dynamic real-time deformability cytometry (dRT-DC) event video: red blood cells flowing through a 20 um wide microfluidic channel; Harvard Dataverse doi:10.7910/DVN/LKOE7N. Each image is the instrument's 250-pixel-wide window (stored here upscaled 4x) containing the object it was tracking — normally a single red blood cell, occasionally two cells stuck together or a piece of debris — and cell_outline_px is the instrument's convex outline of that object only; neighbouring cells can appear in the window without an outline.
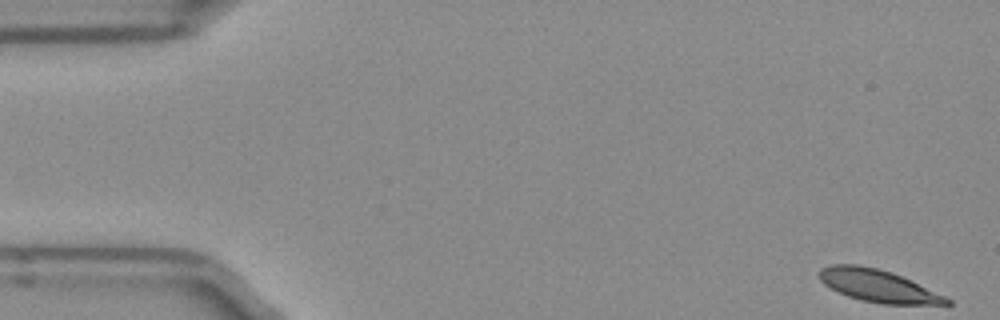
{"species": "Egyptian fruit bat (a non-hibernating species)", "species_latin": "Rousettus aegyptiacus", "temperature_condition": "room temperature", "stored_images_in_passage": 51, "camera_frame_rate_fps": 3000, "um_per_image_px": 0.085, "frame": {"image": 1, "passage_image": 1, "time_ms": 0.0, "image_size_px": [1000, 320], "cell_outline_px": [[952, 304], [884, 304], [864, 300], [848, 296], [824, 284], [820, 280], [820, 268], [832, 264], [860, 264], [892, 272], [944, 296], [952, 300]], "centroid_in_image_um": [74.61, 24.28], "position_along_channel_um": 10.4, "area_um2": 23.52}}
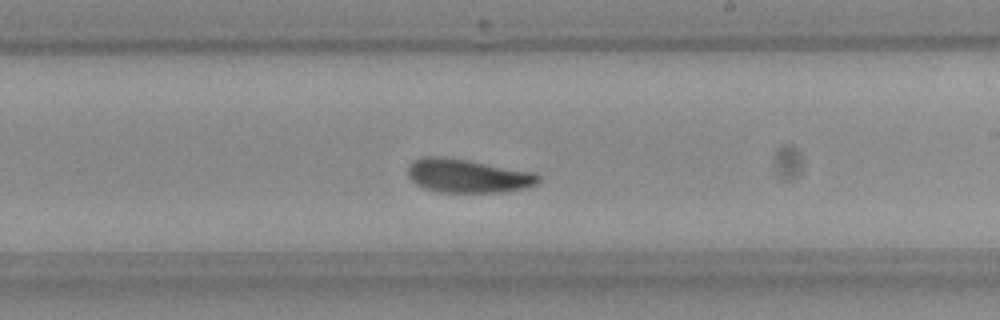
{"frame": {"image": 2, "passage_image": 29, "time_ms": 9.333, "image_size_px": [1000, 320], "cell_outline_px": [[540, 180], [536, 184], [528, 188], [504, 192], [436, 192], [424, 188], [416, 184], [408, 176], [408, 168], [412, 160], [424, 156], [440, 156], [536, 172], [540, 176]], "centroid_in_image_um": [39.76, 14.96], "position_along_channel_um": 249.2, "area_um2": 25.66}}
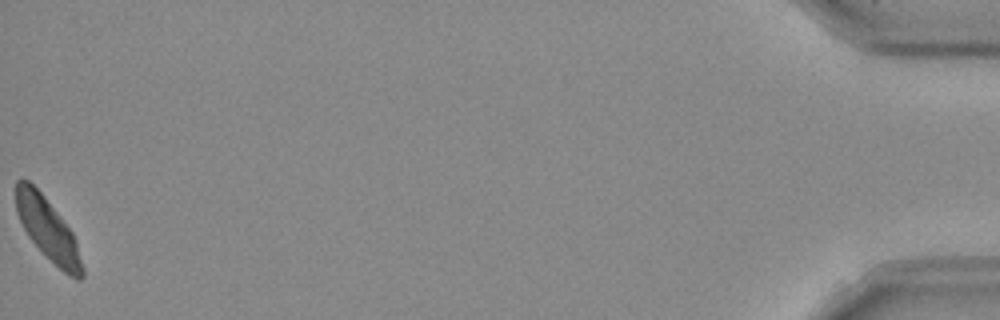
{"frame": {"image": 3, "passage_image": 51, "time_ms": 16.667, "image_size_px": [1000, 320], "cell_outline_px": [[84, 276], [80, 280], [76, 280], [68, 276], [28, 236], [16, 212], [16, 180], [28, 180], [44, 196], [72, 232], [84, 268]], "centroid_in_image_um": [4.07, 19.5], "position_along_channel_um": 431.1, "area_um2": 23.29}, "authors_computed_cell_mechanics": {"area_um2": 24.9696, "velocity_mm_per_s": 3.8953, "shape_relaxation_time_tau1_ms": 2.9549, "shape_relaxation_time_tau2_ms": 1.7609, "deformation_change_tau1": 0.111, "deformation_change_tau2": 0.0733}}